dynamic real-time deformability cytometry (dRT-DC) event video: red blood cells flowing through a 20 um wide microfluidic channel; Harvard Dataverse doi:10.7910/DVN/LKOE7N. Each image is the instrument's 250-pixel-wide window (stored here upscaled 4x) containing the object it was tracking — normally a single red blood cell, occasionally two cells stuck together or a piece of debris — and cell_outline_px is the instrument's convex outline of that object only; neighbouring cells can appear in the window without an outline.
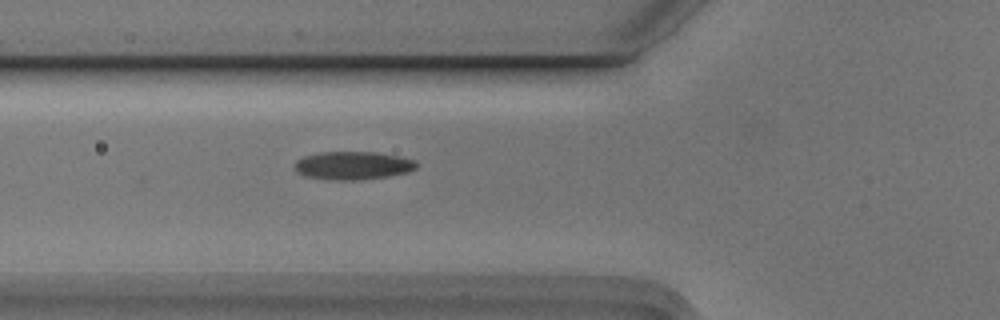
{"species": "Egyptian fruit bat (a non-hibernating species)", "species_latin": "Rousettus aegyptiacus", "temperature_condition": "cold", "stored_images_in_passage": 4, "camera_frame_rate_fps": 3000, "um_per_image_px": 0.085, "animal": {"sex": "male"}, "frame": {"image": 1, "passage_image": 4, "time_ms": 1.0, "image_size_px": [1000, 320], "cell_outline_px": [[416, 168], [408, 172], [388, 176], [360, 180], [332, 180], [304, 176], [296, 172], [296, 160], [304, 156], [320, 152], [376, 152], [400, 156], [416, 160]], "centroid_in_image_um": [30.0, 14.07], "position_along_channel_um": 95.8, "area_um2": 20.06}}